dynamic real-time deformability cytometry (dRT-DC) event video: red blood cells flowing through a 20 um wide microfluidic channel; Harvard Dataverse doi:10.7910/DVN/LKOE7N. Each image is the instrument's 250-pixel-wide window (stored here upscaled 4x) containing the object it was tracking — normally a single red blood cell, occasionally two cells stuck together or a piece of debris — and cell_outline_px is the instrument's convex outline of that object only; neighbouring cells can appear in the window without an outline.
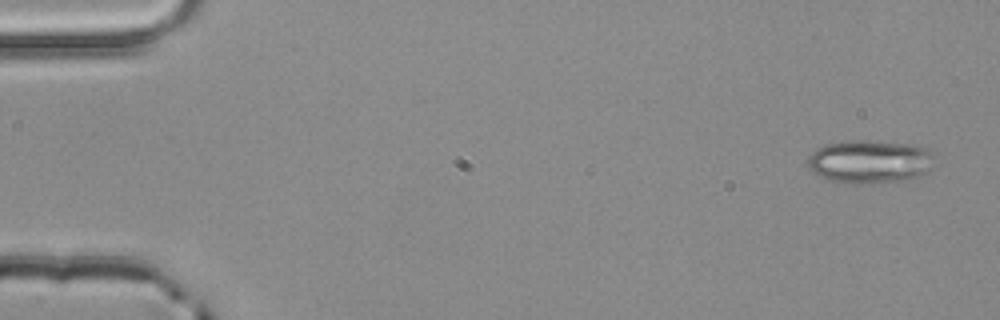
{"species": "common noctule bat (a hibernating species)", "species_latin": "Nyctalus noctula", "temperature_condition": "room temperature", "stored_images_in_passage": 3, "camera_frame_rate_fps": 3000, "um_per_image_px": 0.085, "animal": {"sex": "male", "body_mass_g": 20.4}, "frame": {"image": 1, "passage_image": 1, "time_ms": 0.0, "image_size_px": [1000, 320], "cell_outline_px": [[928, 168], [924, 172], [912, 180], [856, 184], [844, 184], [828, 180], [808, 168], [808, 156], [816, 148], [824, 144], [852, 140], [868, 140], [920, 144], [928, 148]], "centroid_in_image_um": [73.85, 13.73], "position_along_channel_um": 11.1, "area_um2": 32.02}}